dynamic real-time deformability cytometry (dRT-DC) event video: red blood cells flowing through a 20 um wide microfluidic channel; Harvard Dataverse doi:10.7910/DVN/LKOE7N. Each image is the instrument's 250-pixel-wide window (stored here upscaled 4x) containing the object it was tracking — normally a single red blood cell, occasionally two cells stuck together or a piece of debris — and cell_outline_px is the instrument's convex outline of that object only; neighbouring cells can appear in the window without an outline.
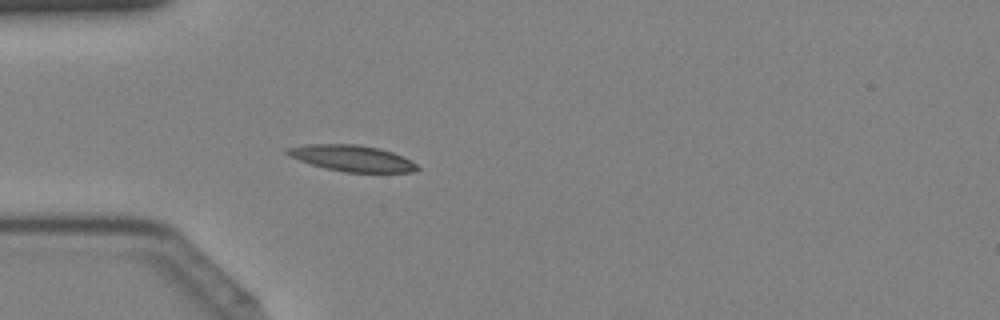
{"species": "Egyptian fruit bat (a non-hibernating species)", "species_latin": "Rousettus aegyptiacus", "temperature_condition": "cold", "stored_images_in_passage": 43, "camera_frame_rate_fps": 3000, "um_per_image_px": 0.085, "animal": {"sex": "female"}, "frame": {"image": 1, "passage_image": 13, "time_ms": 4.0, "image_size_px": [1000, 320], "cell_outline_px": [[420, 168], [416, 172], [344, 172], [312, 164], [300, 160], [284, 152], [284, 148], [304, 144], [360, 144], [392, 152], [416, 164]], "centroid_in_image_um": [29.89, 13.44], "position_along_channel_um": 55.1, "area_um2": 19.54}}
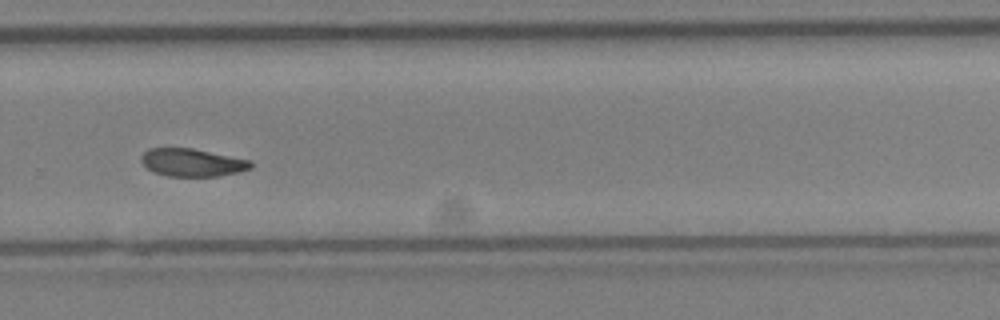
{"frame": {"image": 2, "passage_image": 30, "time_ms": 9.667, "image_size_px": [1000, 320], "cell_outline_px": [[252, 168], [240, 172], [216, 176], [168, 176], [152, 172], [140, 160], [140, 156], [148, 148], [192, 148], [252, 160]], "centroid_in_image_um": [16.34, 13.81], "position_along_channel_um": 313.5, "area_um2": 17.86}}
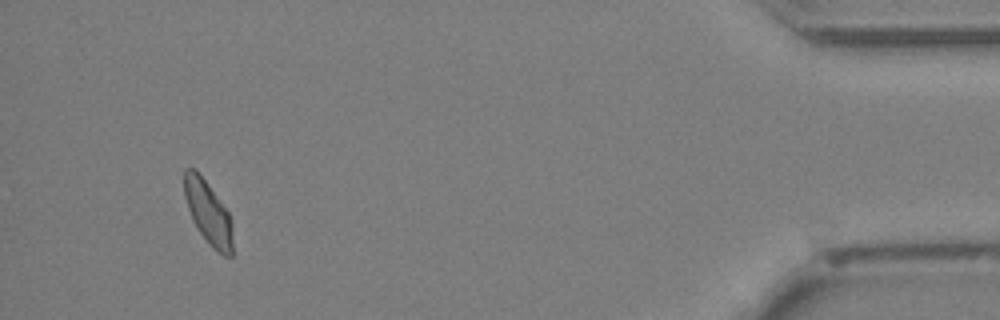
{"frame": {"image": 3, "passage_image": 41, "time_ms": 13.333, "image_size_px": [1000, 320], "cell_outline_px": [[232, 256], [224, 256], [212, 248], [200, 232], [188, 208], [184, 196], [184, 168], [192, 168], [208, 184], [228, 212], [232, 224]], "centroid_in_image_um": [17.7, 18.09], "position_along_channel_um": 417.5, "area_um2": 17.4}}